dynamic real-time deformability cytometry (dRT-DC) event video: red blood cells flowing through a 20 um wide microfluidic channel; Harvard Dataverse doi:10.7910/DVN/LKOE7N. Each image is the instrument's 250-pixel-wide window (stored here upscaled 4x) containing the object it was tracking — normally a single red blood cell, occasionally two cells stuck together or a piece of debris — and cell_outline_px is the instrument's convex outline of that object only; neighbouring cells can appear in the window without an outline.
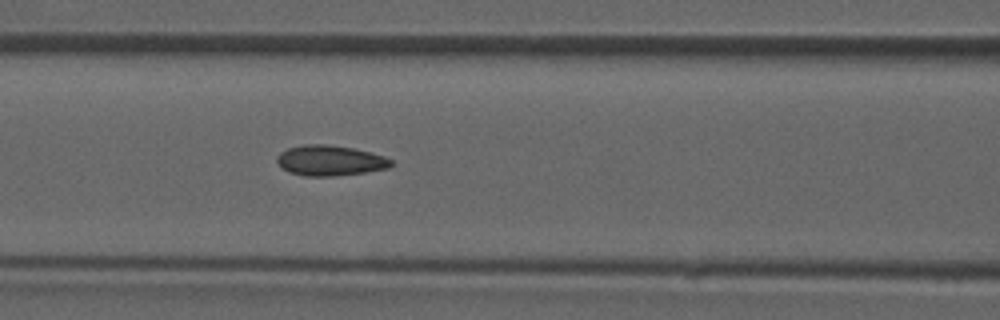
{"species": "common noctule bat (a hibernating species)", "species_latin": "Nyctalus noctula", "temperature_condition": "room temperature", "stored_images_in_passage": 34, "camera_frame_rate_fps": 3000, "um_per_image_px": 0.085, "animal": {"sex": "male", "forearm_length_mm": 52.5}, "frame": {"image": 1, "passage_image": 6, "time_ms": 1.667, "image_size_px": [1000, 320], "cell_outline_px": [[392, 164], [388, 168], [364, 172], [336, 176], [304, 176], [288, 172], [280, 168], [276, 160], [276, 156], [280, 152], [288, 148], [304, 144], [324, 144], [352, 148], [384, 156], [392, 160]], "centroid_in_image_um": [27.99, 13.65], "position_along_channel_um": 138.6, "area_um2": 20.23}}